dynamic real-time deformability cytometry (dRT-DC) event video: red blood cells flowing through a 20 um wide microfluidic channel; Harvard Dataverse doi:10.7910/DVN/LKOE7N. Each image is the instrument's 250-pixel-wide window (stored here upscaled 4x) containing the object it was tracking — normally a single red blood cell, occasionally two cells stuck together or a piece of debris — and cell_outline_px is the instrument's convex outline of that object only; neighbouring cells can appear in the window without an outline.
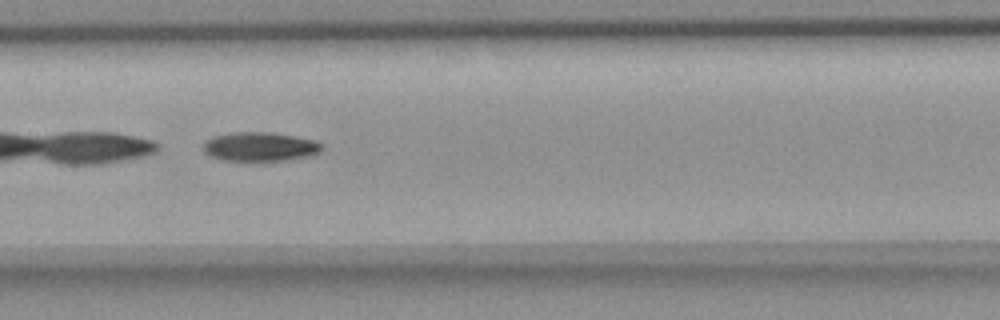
{"species": "common noctule bat (a hibernating species)", "species_latin": "Nyctalus noctula", "temperature_condition": "room temperature", "stored_images_in_passage": 31, "camera_frame_rate_fps": 3000, "um_per_image_px": 0.085, "animal": {"sex": "female", "body_mass_g": 18.4}, "frame": {"image": 1, "passage_image": 10, "time_ms": 3.0, "image_size_px": [1000, 320], "cell_outline_px": [[324, 148], [320, 152], [308, 156], [284, 160], [224, 160], [212, 156], [204, 152], [204, 140], [212, 136], [232, 132], [272, 132], [296, 136], [316, 140], [324, 144]], "centroid_in_image_um": [22.13, 12.44], "position_along_channel_um": 185.3, "area_um2": 20.17}}
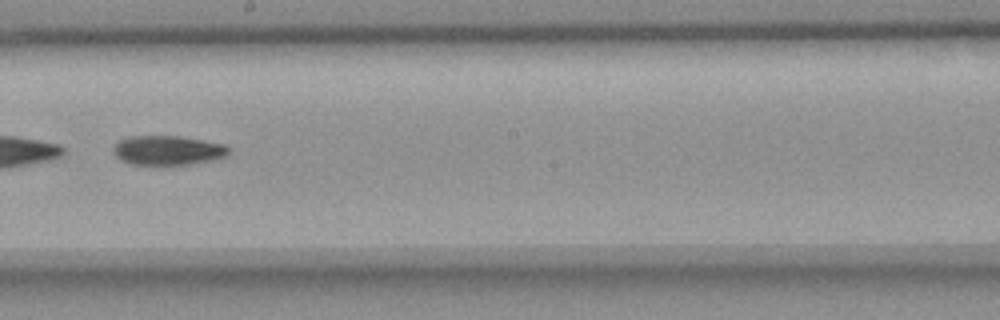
{"frame": {"image": 2, "passage_image": 14, "time_ms": 4.333, "image_size_px": [1000, 320], "cell_outline_px": [[228, 152], [224, 156], [212, 160], [188, 164], [128, 164], [120, 160], [112, 152], [112, 148], [120, 140], [128, 136], [180, 136], [224, 144], [228, 148]], "centroid_in_image_um": [14.2, 12.77], "position_along_channel_um": 234.0, "area_um2": 19.59}}